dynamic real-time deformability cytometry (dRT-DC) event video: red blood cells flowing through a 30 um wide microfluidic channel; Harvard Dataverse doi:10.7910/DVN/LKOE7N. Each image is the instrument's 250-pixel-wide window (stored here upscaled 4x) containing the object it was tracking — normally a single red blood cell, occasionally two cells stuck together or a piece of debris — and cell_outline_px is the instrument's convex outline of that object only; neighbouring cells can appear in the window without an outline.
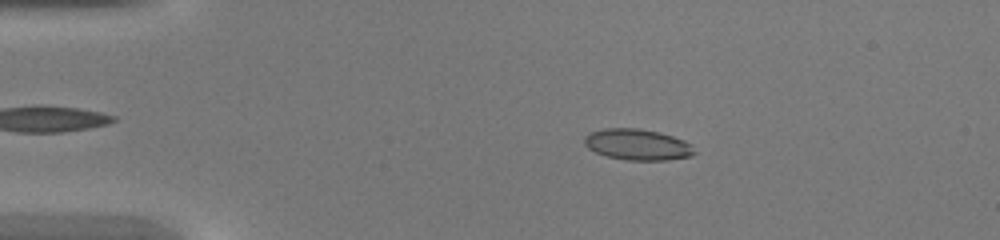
{"species": "common noctule bat (a hibernating species)", "species_latin": "Nyctalus noctula", "temperature_condition": "warm", "stored_images_in_passage": 38, "camera_frame_rate_fps": 3000, "um_per_image_px": 0.085, "animal": {"sex": "female", "body_mass_g": 20.0, "forearm_length_mm": 54.0}, "frame": {"image": 1, "passage_image": 8, "time_ms": 2.333, "image_size_px": [1000, 240], "cell_outline_px": [[696, 152], [692, 156], [668, 160], [628, 160], [608, 156], [596, 152], [588, 148], [584, 144], [584, 136], [588, 132], [604, 128], [640, 128], [660, 132], [684, 140], [692, 144]], "centroid_in_image_um": [54.19, 12.28], "position_along_channel_um": 30.8, "area_um2": 20.11}}
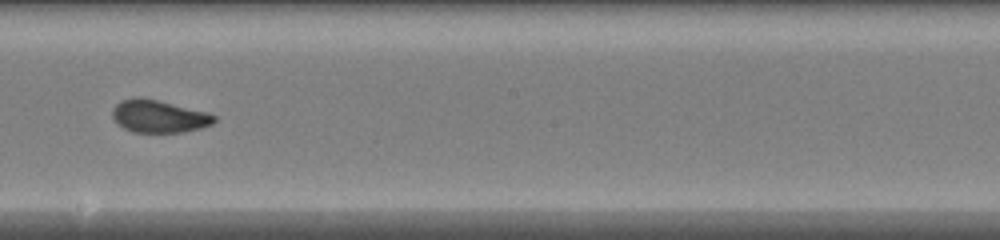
{"frame": {"image": 2, "passage_image": 25, "time_ms": 8.0, "image_size_px": [1000, 240], "cell_outline_px": [[216, 120], [212, 124], [200, 128], [184, 132], [132, 132], [124, 128], [112, 116], [112, 108], [120, 100], [136, 96], [140, 96], [208, 112], [216, 116]], "centroid_in_image_um": [13.5, 9.87], "position_along_channel_um": 234.7, "area_um2": 19.36}}
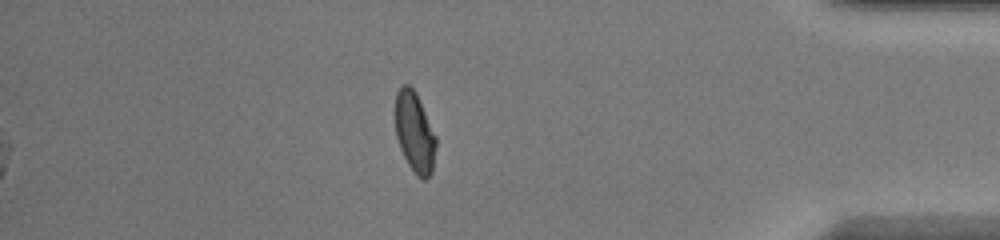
{"frame": {"image": 3, "passage_image": 38, "time_ms": 12.333, "image_size_px": [1000, 240], "cell_outline_px": [[436, 144], [432, 172], [424, 180], [416, 176], [408, 164], [400, 148], [396, 136], [396, 92], [404, 84], [408, 84], [416, 92], [436, 136]], "centroid_in_image_um": [35.25, 11.26], "position_along_channel_um": 400.0, "area_um2": 18.9}}